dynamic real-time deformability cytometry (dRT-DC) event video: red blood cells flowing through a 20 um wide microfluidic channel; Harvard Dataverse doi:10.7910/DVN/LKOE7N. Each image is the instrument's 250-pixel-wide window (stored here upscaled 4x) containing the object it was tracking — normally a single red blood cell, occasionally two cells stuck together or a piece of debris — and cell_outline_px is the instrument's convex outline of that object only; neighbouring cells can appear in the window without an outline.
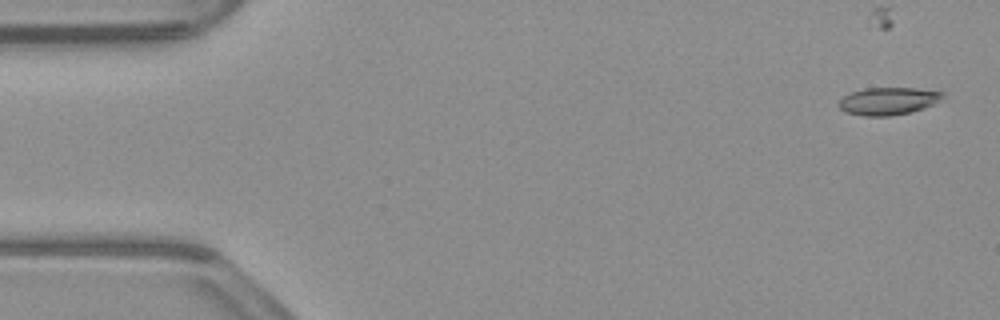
{"species": "common noctule bat (a hibernating species)", "species_latin": "Nyctalus noctula", "temperature_condition": "warm", "stored_images_in_passage": 54, "camera_frame_rate_fps": 3000, "um_per_image_px": 0.085, "animal": {"sex": "male", "body_mass_g": 23.1, "forearm_length_mm": 52.7}, "frame": {"image": 1, "passage_image": 2, "time_ms": 0.333, "image_size_px": [1000, 320], "cell_outline_px": [[944, 96], [932, 104], [924, 108], [912, 112], [888, 116], [864, 116], [844, 112], [836, 104], [844, 96], [852, 92], [864, 88], [916, 88], [944, 92]], "centroid_in_image_um": [75.46, 8.59], "position_along_channel_um": 9.5, "area_um2": 16.65}}
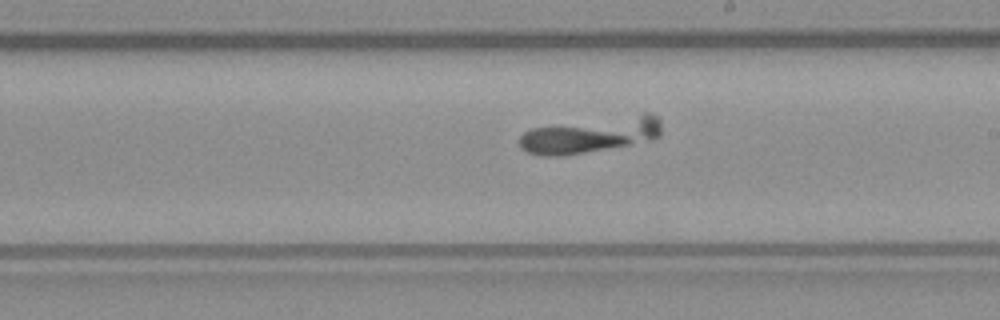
{"frame": {"image": 2, "passage_image": 30, "time_ms": 9.667, "image_size_px": [1000, 320], "cell_outline_px": [[660, 136], [652, 140], [608, 148], [560, 156], [544, 156], [528, 152], [520, 148], [520, 136], [524, 132], [532, 128], [640, 112], [652, 112], [660, 120]], "centroid_in_image_um": [50.24, 11.44], "position_along_channel_um": 238.8, "area_um2": 29.54}}
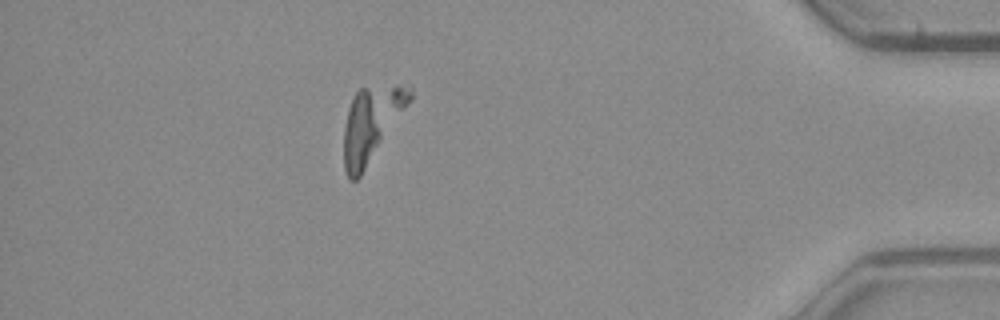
{"frame": {"image": 3, "passage_image": 47, "time_ms": 15.333, "image_size_px": [1000, 320], "cell_outline_px": [[380, 136], [360, 176], [356, 180], [352, 180], [348, 176], [344, 168], [344, 128], [348, 108], [356, 92], [360, 88], [368, 88], [380, 132]], "centroid_in_image_um": [30.58, 11.35], "position_along_channel_um": 404.6, "area_um2": 16.59}}